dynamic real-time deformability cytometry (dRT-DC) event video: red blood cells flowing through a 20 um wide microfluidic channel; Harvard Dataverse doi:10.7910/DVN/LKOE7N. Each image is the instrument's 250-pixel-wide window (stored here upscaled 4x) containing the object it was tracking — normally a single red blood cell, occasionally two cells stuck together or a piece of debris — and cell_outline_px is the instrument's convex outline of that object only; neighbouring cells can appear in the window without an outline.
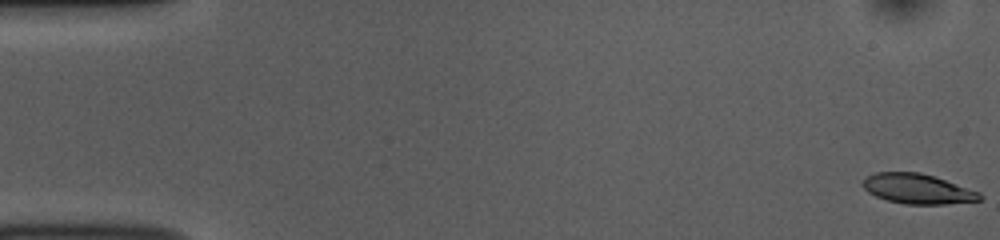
{"species": "common noctule bat (a hibernating species)", "species_latin": "Nyctalus noctula", "temperature_condition": "room temperature", "stored_images_in_passage": 53, "camera_frame_rate_fps": 3000, "um_per_image_px": 0.085, "animal": {"sex": "female", "body_mass_g": 10.0, "forearm_length_mm": 53.1}, "frame": {"image": 1, "passage_image": 1, "time_ms": 0.0, "image_size_px": [1000, 240], "cell_outline_px": [[984, 196], [980, 200], [944, 204], [904, 204], [888, 200], [876, 196], [868, 192], [864, 188], [864, 180], [868, 176], [876, 172], [920, 172], [980, 192]], "centroid_in_image_um": [78.0, 16.05], "position_along_channel_um": 7.0, "area_um2": 20.06}}
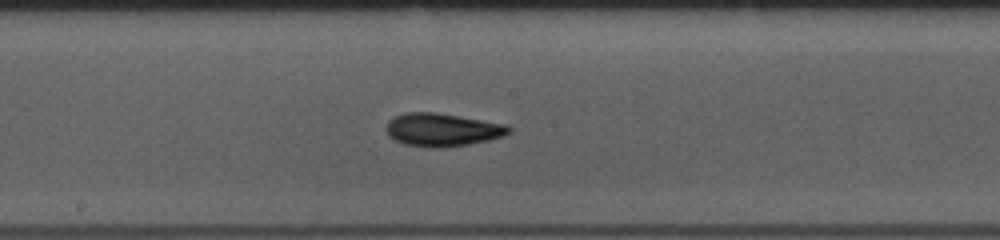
{"frame": {"image": 2, "passage_image": 28, "time_ms": 9.0, "image_size_px": [1000, 240], "cell_outline_px": [[512, 132], [504, 136], [488, 140], [468, 144], [444, 148], [428, 148], [404, 144], [388, 136], [384, 128], [388, 120], [404, 112], [436, 112], [508, 124], [512, 128]], "centroid_in_image_um": [37.6, 11.03], "position_along_channel_um": 210.6, "area_um2": 24.04}}
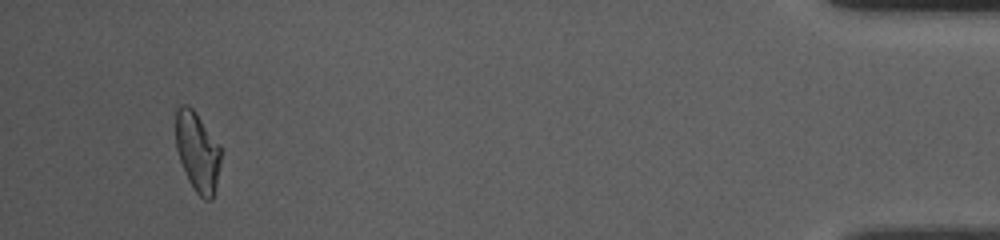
{"frame": {"image": 3, "passage_image": 50, "time_ms": 16.333, "image_size_px": [1000, 240], "cell_outline_px": [[220, 160], [216, 184], [212, 200], [204, 200], [196, 192], [188, 180], [180, 160], [176, 148], [176, 108], [180, 104], [188, 104], [196, 112], [220, 144]], "centroid_in_image_um": [16.77, 12.86], "position_along_channel_um": 418.4, "area_um2": 20.92}, "authors_computed_cell_mechanics": {"area_um2": 21.6172, "velocity_mm_per_s": 3.821, "shape_relaxation_time_tau1_ms": 2.8901, "shape_relaxation_time_tau2_ms": 2.5803, "deformation_change_tau1": 0.1633, "deformation_change_tau2": 0.1013}}